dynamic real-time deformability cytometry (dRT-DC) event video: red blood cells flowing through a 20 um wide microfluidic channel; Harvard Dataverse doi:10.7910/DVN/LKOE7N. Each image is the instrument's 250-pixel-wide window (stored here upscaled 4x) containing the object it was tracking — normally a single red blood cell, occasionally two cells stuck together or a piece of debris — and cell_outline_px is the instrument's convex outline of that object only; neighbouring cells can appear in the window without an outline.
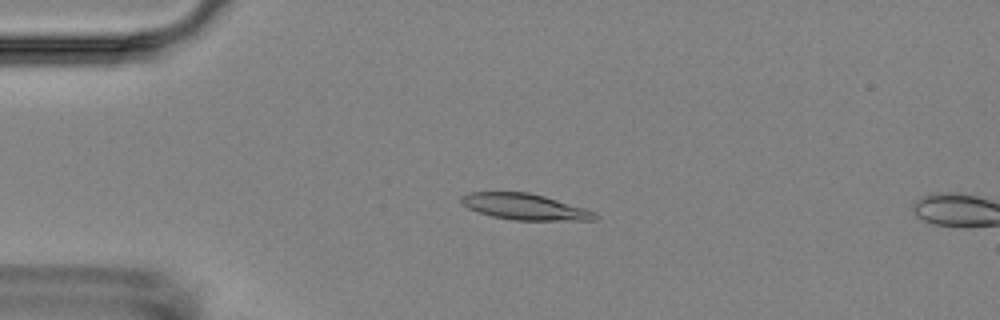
{"species": "Egyptian fruit bat (a non-hibernating species)", "species_latin": "Rousettus aegyptiacus", "temperature_condition": "room temperature", "stored_images_in_passage": 5, "camera_frame_rate_fps": 3000, "um_per_image_px": 0.085, "animal": {"sex": "female"}, "frame": {"image": 1, "passage_image": 4, "time_ms": 3.667, "image_size_px": [1000, 320], "cell_outline_px": [[600, 216], [596, 220], [512, 220], [492, 216], [468, 208], [460, 200], [460, 196], [468, 192], [528, 192], [544, 196], [584, 208], [596, 212]], "centroid_in_image_um": [44.62, 17.57], "position_along_channel_um": 40.4, "area_um2": 20.23}}